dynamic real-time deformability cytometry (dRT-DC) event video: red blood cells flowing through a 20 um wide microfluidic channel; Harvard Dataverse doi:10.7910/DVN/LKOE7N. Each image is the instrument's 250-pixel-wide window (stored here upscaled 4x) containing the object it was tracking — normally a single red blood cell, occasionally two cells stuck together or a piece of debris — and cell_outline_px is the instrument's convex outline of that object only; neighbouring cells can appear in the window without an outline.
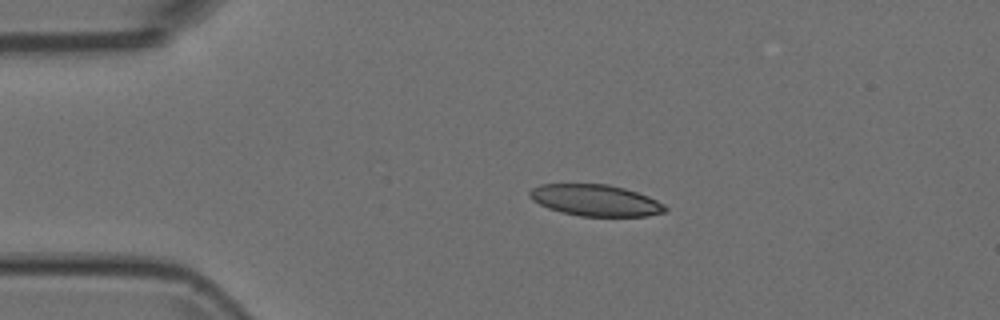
{"species": "Egyptian fruit bat (a non-hibernating species)", "species_latin": "Rousettus aegyptiacus", "temperature_condition": "room temperature", "stored_images_in_passage": 22, "camera_frame_rate_fps": 3000, "um_per_image_px": 0.085, "animal": {"sex": "female"}, "frame": {"image": 1, "passage_image": 1, "time_ms": 0.0, "image_size_px": [1000, 320], "cell_outline_px": [[668, 212], [648, 216], [580, 216], [560, 212], [548, 208], [532, 200], [528, 196], [528, 192], [532, 188], [540, 184], [608, 184], [624, 188], [648, 196], [664, 204], [668, 208]], "centroid_in_image_um": [50.62, 17.03], "position_along_channel_um": 34.4, "area_um2": 24.97}}
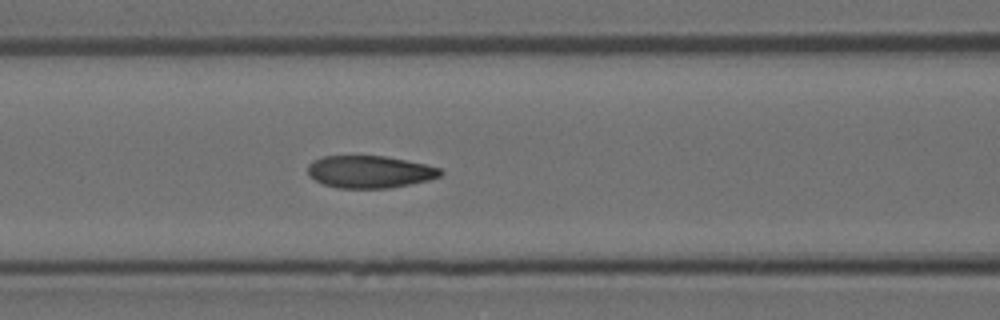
{"frame": {"image": 2, "passage_image": 12, "time_ms": 3.667, "image_size_px": [1000, 320], "cell_outline_px": [[444, 172], [440, 176], [428, 180], [388, 188], [336, 188], [324, 184], [308, 176], [308, 164], [312, 160], [324, 156], [384, 156], [424, 164], [440, 168]], "centroid_in_image_um": [31.39, 14.6], "position_along_channel_um": 135.2, "area_um2": 24.85}}
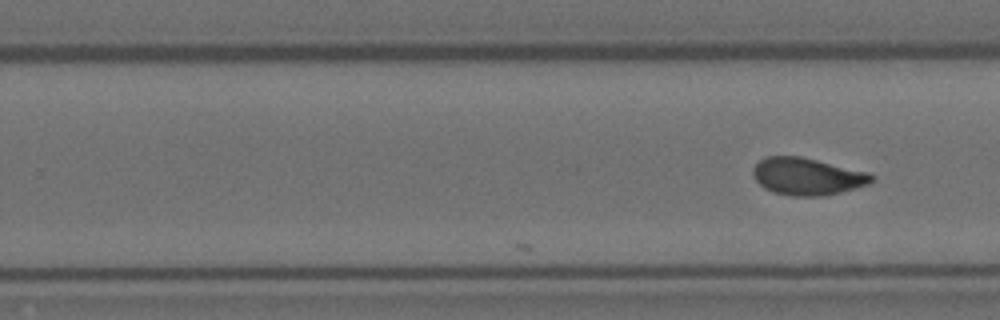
{"frame": {"image": 3, "passage_image": 22, "time_ms": 7.0, "image_size_px": [1000, 320], "cell_outline_px": [[872, 180], [868, 184], [856, 188], [824, 196], [792, 196], [772, 192], [764, 188], [752, 176], [752, 168], [764, 156], [800, 156], [868, 172], [872, 176]], "centroid_in_image_um": [68.56, 15.0], "position_along_channel_um": 261.2, "area_um2": 25.66}}